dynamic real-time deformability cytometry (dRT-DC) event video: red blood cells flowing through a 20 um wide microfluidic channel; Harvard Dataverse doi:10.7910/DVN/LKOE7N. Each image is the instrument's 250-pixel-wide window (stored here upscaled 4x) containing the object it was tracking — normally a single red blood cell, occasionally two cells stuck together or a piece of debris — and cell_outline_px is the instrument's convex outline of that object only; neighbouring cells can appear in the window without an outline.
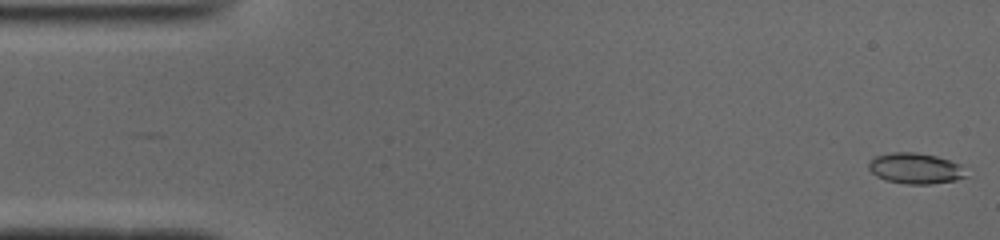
{"species": "common noctule bat (a hibernating species)", "species_latin": "Nyctalus noctula", "temperature_condition": "cold", "stored_images_in_passage": 50, "camera_frame_rate_fps": 3000, "um_per_image_px": 0.085, "animal": {"sex": "male", "body_mass_g": 19.0, "forearm_length_mm": 50.8}, "frame": {"image": 1, "passage_image": 1, "time_ms": 0.0, "image_size_px": [1000, 240], "cell_outline_px": [[968, 176], [956, 180], [932, 184], [908, 184], [888, 180], [876, 176], [868, 168], [868, 164], [876, 156], [892, 152], [916, 152], [936, 156], [960, 164]], "centroid_in_image_um": [77.83, 14.31], "position_along_channel_um": 7.2, "area_um2": 17.34}}
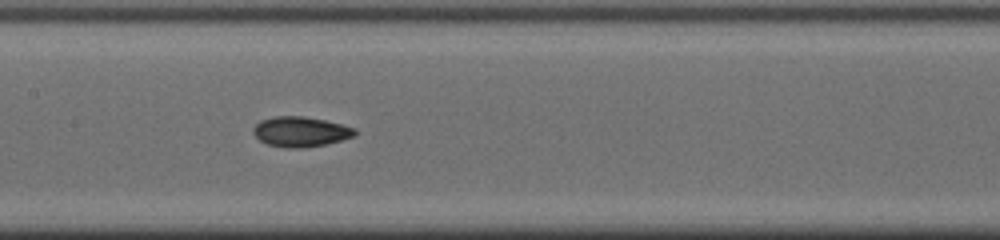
{"frame": {"image": 2, "passage_image": 24, "time_ms": 7.667, "image_size_px": [1000, 240], "cell_outline_px": [[356, 132], [352, 136], [328, 144], [304, 148], [284, 148], [268, 144], [260, 140], [252, 132], [252, 128], [260, 120], [276, 116], [304, 116], [324, 120], [356, 128]], "centroid_in_image_um": [25.52, 11.2], "position_along_channel_um": 181.9, "area_um2": 17.8}}
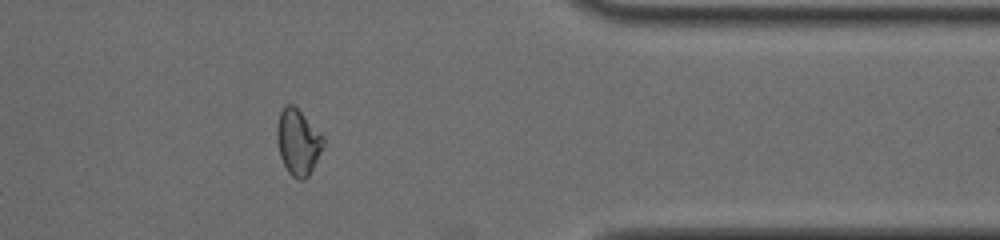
{"frame": {"image": 3, "passage_image": 41, "time_ms": 13.333, "image_size_px": [1000, 240], "cell_outline_px": [[324, 144], [308, 176], [304, 180], [300, 180], [292, 176], [288, 172], [280, 156], [276, 140], [276, 128], [280, 112], [284, 104], [292, 104], [324, 136]], "centroid_in_image_um": [25.3, 12.07], "position_along_channel_um": 386.1, "area_um2": 17.57}, "authors_computed_cell_mechanics": {"area_um2": 17.3111, "velocity_mm_per_s": 3.9429, "shape_relaxation_time_tau1_ms": 3.2115, "shape_relaxation_time_tau2_ms": 3.5234, "deformation_change_tau1": 0.1249, "deformation_change_tau2": 0.0862}}